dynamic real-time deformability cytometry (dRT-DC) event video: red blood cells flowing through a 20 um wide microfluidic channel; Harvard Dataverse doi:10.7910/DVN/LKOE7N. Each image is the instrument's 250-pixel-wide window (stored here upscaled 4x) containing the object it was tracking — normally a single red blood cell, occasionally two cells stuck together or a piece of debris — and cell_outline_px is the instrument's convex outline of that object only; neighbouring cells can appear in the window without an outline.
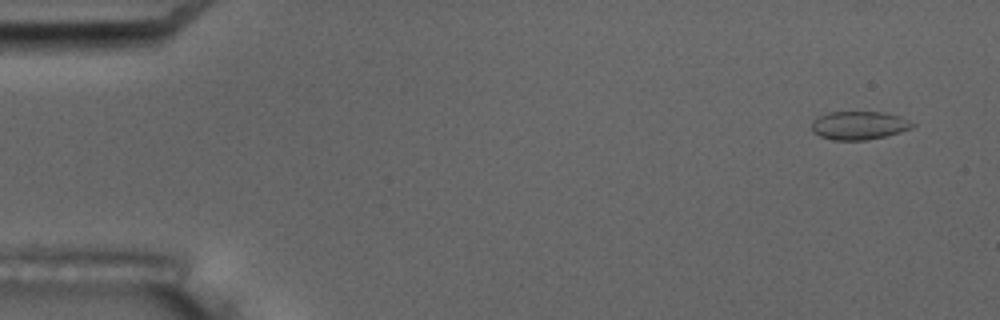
{"species": "common noctule bat (a hibernating species)", "species_latin": "Nyctalus noctula", "temperature_condition": "room temperature", "stored_images_in_passage": 2, "camera_frame_rate_fps": 3000, "um_per_image_px": 0.085, "animal": {"sex": "male", "body_mass_g": 17.5, "forearm_length_mm": 52.3}, "frame": {"image": 1, "passage_image": 1, "time_ms": 0.0, "image_size_px": [1000, 320], "cell_outline_px": [[916, 124], [912, 128], [900, 132], [868, 140], [832, 140], [820, 136], [812, 132], [812, 120], [828, 112], [884, 112], [900, 116]], "centroid_in_image_um": [73.01, 10.66], "position_along_channel_um": 12.0, "area_um2": 16.7}}